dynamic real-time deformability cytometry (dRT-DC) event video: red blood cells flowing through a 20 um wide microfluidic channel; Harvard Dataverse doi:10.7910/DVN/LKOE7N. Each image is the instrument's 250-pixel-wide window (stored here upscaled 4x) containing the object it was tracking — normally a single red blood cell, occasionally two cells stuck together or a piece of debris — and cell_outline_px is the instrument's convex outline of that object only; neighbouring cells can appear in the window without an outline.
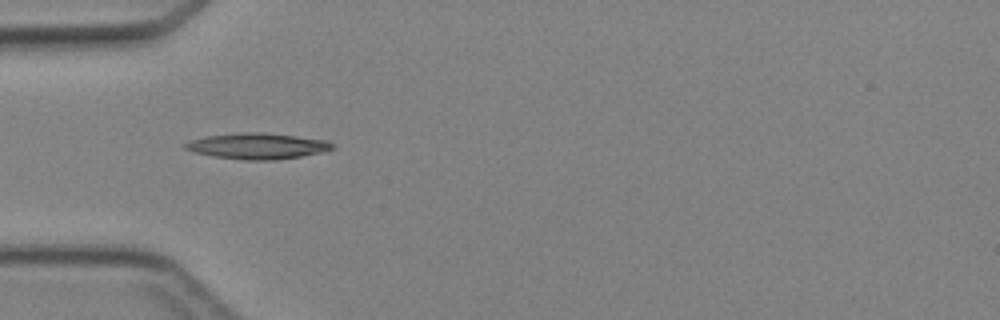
{"species": "Egyptian fruit bat (a non-hibernating species)", "species_latin": "Rousettus aegyptiacus", "temperature_condition": "cold", "stored_images_in_passage": 3, "camera_frame_rate_fps": 3000, "um_per_image_px": 0.085, "animal": {"sex": "female"}, "frame": {"image": 1, "passage_image": 2, "time_ms": 1.333, "image_size_px": [1000, 320], "cell_outline_px": [[336, 148], [320, 152], [300, 156], [276, 160], [244, 160], [212, 156], [196, 152], [184, 148], [184, 144], [188, 140], [204, 136], [244, 132], [260, 132], [296, 136], [328, 140], [336, 144]], "centroid_in_image_um": [21.89, 12.41], "position_along_channel_um": 63.1, "area_um2": 22.31}}
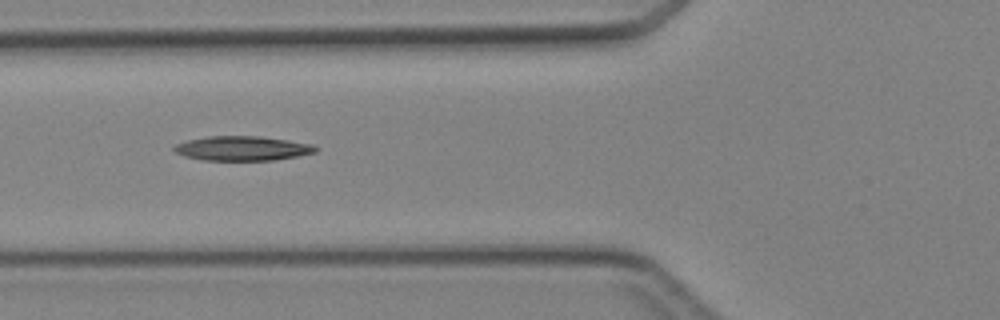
{"frame": {"image": 2, "passage_image": 3, "time_ms": 2.333, "image_size_px": [1000, 320], "cell_outline_px": [[316, 152], [296, 156], [272, 160], [204, 160], [184, 156], [176, 152], [172, 148], [176, 144], [188, 140], [208, 136], [260, 136], [288, 140], [312, 144], [316, 148]], "centroid_in_image_um": [20.58, 12.6], "position_along_channel_um": 105.2, "area_um2": 20.0}}